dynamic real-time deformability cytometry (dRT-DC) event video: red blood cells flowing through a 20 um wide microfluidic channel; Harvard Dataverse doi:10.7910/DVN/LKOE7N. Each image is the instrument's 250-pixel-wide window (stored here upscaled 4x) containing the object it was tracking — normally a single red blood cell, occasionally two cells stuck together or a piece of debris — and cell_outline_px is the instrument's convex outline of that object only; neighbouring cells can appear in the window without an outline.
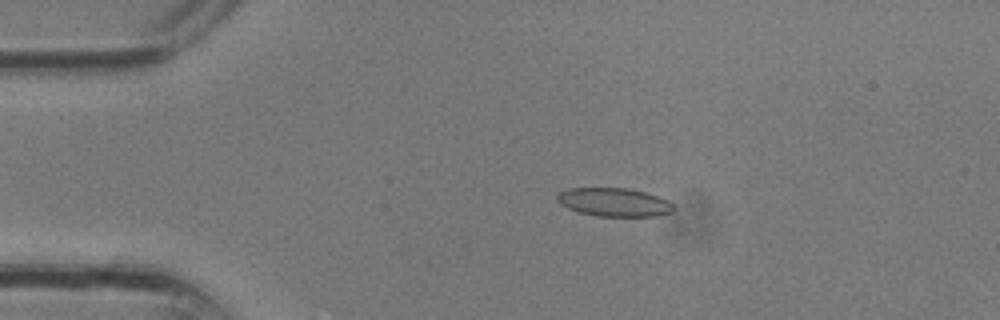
{"species": "common noctule bat (a hibernating species)", "species_latin": "Nyctalus noctula", "temperature_condition": "room temperature", "stored_images_in_passage": 12, "camera_frame_rate_fps": 3000, "um_per_image_px": 0.085, "animal": {"sex": "male", "body_mass_g": 13.3}, "frame": {"image": 1, "passage_image": 7, "time_ms": 2.0, "image_size_px": [1000, 320], "cell_outline_px": [[676, 208], [672, 212], [656, 216], [596, 216], [580, 212], [568, 208], [560, 204], [556, 200], [556, 196], [560, 192], [568, 188], [628, 188], [644, 192], [668, 200], [676, 204]], "centroid_in_image_um": [52.22, 17.19], "position_along_channel_um": 32.8, "area_um2": 19.42}}
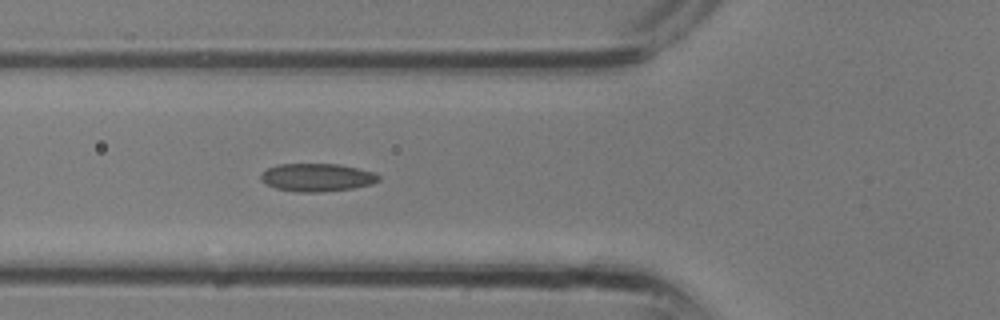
{"frame": {"image": 2, "passage_image": 12, "time_ms": 3.667, "image_size_px": [1000, 320], "cell_outline_px": [[380, 180], [372, 184], [352, 188], [320, 192], [300, 192], [276, 188], [260, 180], [260, 176], [268, 168], [280, 164], [340, 164], [372, 172], [380, 176]], "centroid_in_image_um": [26.96, 15.08], "position_along_channel_um": 98.8, "area_um2": 18.96}}